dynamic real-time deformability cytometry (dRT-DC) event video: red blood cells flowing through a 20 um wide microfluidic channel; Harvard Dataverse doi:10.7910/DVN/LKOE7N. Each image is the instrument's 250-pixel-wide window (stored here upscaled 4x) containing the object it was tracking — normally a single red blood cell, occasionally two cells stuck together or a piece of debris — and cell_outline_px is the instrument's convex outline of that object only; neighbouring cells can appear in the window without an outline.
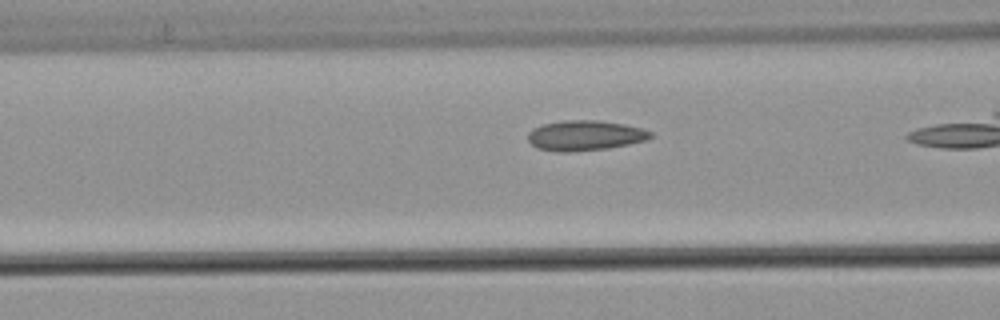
{"species": "common noctule bat (a hibernating species)", "species_latin": "Nyctalus noctula", "temperature_condition": "warm", "stored_images_in_passage": 20, "camera_frame_rate_fps": 3000, "um_per_image_px": 0.085, "animal": {"sex": "male", "body_mass_g": 21.5, "forearm_length_mm": 52.0}, "frame": {"image": 1, "passage_image": 12, "time_ms": 3.667, "image_size_px": [1000, 320], "cell_outline_px": [[652, 136], [644, 140], [628, 144], [608, 148], [568, 152], [556, 152], [536, 148], [528, 140], [528, 132], [532, 128], [544, 124], [564, 120], [600, 120], [624, 124], [644, 128], [652, 132]], "centroid_in_image_um": [49.7, 11.51], "position_along_channel_um": 116.9, "area_um2": 21.62}}